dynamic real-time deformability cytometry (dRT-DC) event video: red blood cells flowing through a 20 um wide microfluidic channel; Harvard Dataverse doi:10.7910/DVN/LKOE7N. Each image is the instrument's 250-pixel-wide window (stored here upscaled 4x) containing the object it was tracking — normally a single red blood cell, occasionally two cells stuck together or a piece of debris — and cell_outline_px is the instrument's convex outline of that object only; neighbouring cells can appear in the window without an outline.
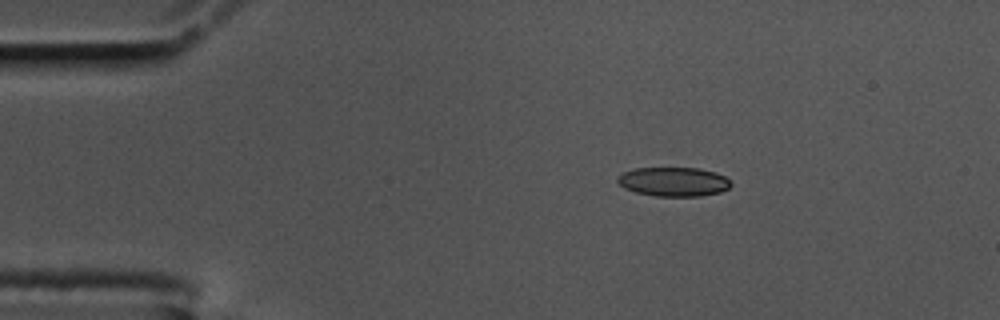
{"species": "common noctule bat (a hibernating species)", "species_latin": "Nyctalus noctula", "temperature_condition": "cold", "stored_images_in_passage": 49, "camera_frame_rate_fps": 3000, "um_per_image_px": 0.085, "animal": {"sex": "male", "body_mass_g": 17.5, "forearm_length_mm": 52.3}, "frame": {"image": 1, "passage_image": 1, "time_ms": 0.0, "image_size_px": [1000, 320], "cell_outline_px": [[732, 184], [728, 188], [720, 192], [700, 196], [656, 196], [636, 192], [624, 188], [616, 180], [616, 176], [624, 172], [636, 168], [700, 168], [716, 172], [724, 176]], "centroid_in_image_um": [57.24, 15.44], "position_along_channel_um": 27.8, "area_um2": 19.25}}
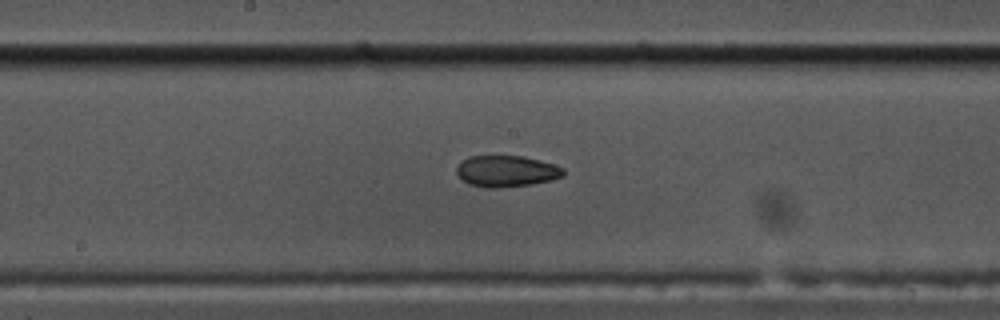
{"frame": {"image": 2, "passage_image": 21, "time_ms": 6.667, "image_size_px": [1000, 320], "cell_outline_px": [[564, 176], [532, 184], [496, 188], [492, 188], [468, 184], [456, 172], [456, 168], [460, 160], [468, 156], [524, 156], [552, 164], [564, 168]], "centroid_in_image_um": [43.01, 14.54], "position_along_channel_um": 205.2, "area_um2": 19.36}}
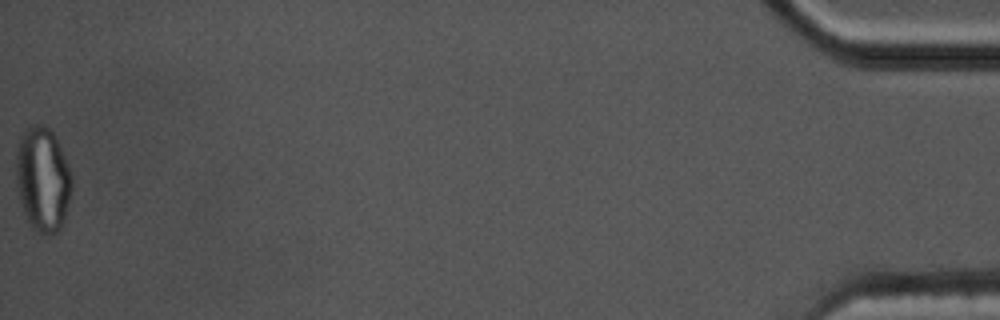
{"frame": {"image": 3, "passage_image": 49, "time_ms": 16.0, "image_size_px": [1000, 320], "cell_outline_px": [[72, 184], [68, 204], [64, 220], [60, 228], [56, 232], [48, 236], [32, 228], [24, 212], [20, 200], [16, 180], [16, 148], [20, 136], [24, 128], [32, 124], [44, 124], [52, 132], [68, 164], [72, 176]], "centroid_in_image_um": [3.62, 15.21], "position_along_channel_um": 431.6, "area_um2": 33.99}, "authors_computed_cell_mechanics": {"area_um2": 20.2878, "velocity_mm_per_s": 3.4961, "shape_relaxation_time_tau1_ms": null, "shape_relaxation_time_tau2_ms": 4.2236, "deformation_change_tau1": null, "deformation_change_tau2": 0.0825}}